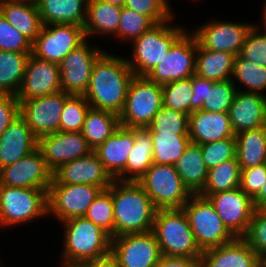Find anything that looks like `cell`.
<instances>
[{"mask_svg": "<svg viewBox=\"0 0 266 267\" xmlns=\"http://www.w3.org/2000/svg\"><path fill=\"white\" fill-rule=\"evenodd\" d=\"M134 73L126 58L104 52L92 68L90 84L84 97L90 107L120 114Z\"/></svg>", "mask_w": 266, "mask_h": 267, "instance_id": "1", "label": "cell"}, {"mask_svg": "<svg viewBox=\"0 0 266 267\" xmlns=\"http://www.w3.org/2000/svg\"><path fill=\"white\" fill-rule=\"evenodd\" d=\"M108 189L112 192L114 237L153 230L157 209L138 182L114 180Z\"/></svg>", "mask_w": 266, "mask_h": 267, "instance_id": "2", "label": "cell"}, {"mask_svg": "<svg viewBox=\"0 0 266 267\" xmlns=\"http://www.w3.org/2000/svg\"><path fill=\"white\" fill-rule=\"evenodd\" d=\"M63 226L61 262L79 264L110 253L111 236L85 217L60 222Z\"/></svg>", "mask_w": 266, "mask_h": 267, "instance_id": "3", "label": "cell"}, {"mask_svg": "<svg viewBox=\"0 0 266 267\" xmlns=\"http://www.w3.org/2000/svg\"><path fill=\"white\" fill-rule=\"evenodd\" d=\"M174 17L175 15L163 23L154 25L130 42L133 45L131 47L133 58H126V61L134 76H146L159 64L172 44L187 30L181 24L173 26Z\"/></svg>", "mask_w": 266, "mask_h": 267, "instance_id": "4", "label": "cell"}, {"mask_svg": "<svg viewBox=\"0 0 266 267\" xmlns=\"http://www.w3.org/2000/svg\"><path fill=\"white\" fill-rule=\"evenodd\" d=\"M152 231L162 255L201 258L202 251L182 208L157 210Z\"/></svg>", "mask_w": 266, "mask_h": 267, "instance_id": "5", "label": "cell"}, {"mask_svg": "<svg viewBox=\"0 0 266 267\" xmlns=\"http://www.w3.org/2000/svg\"><path fill=\"white\" fill-rule=\"evenodd\" d=\"M47 192L0 184V228L17 227L48 216Z\"/></svg>", "mask_w": 266, "mask_h": 267, "instance_id": "6", "label": "cell"}, {"mask_svg": "<svg viewBox=\"0 0 266 267\" xmlns=\"http://www.w3.org/2000/svg\"><path fill=\"white\" fill-rule=\"evenodd\" d=\"M182 209L202 252L227 244L236 238L224 225L207 198L193 194Z\"/></svg>", "mask_w": 266, "mask_h": 267, "instance_id": "7", "label": "cell"}, {"mask_svg": "<svg viewBox=\"0 0 266 267\" xmlns=\"http://www.w3.org/2000/svg\"><path fill=\"white\" fill-rule=\"evenodd\" d=\"M162 106V85L146 76H134L128 86L124 108L119 114V123L128 128H146Z\"/></svg>", "mask_w": 266, "mask_h": 267, "instance_id": "8", "label": "cell"}, {"mask_svg": "<svg viewBox=\"0 0 266 267\" xmlns=\"http://www.w3.org/2000/svg\"><path fill=\"white\" fill-rule=\"evenodd\" d=\"M138 183L157 210L182 208L193 195L183 184L174 165L153 163Z\"/></svg>", "mask_w": 266, "mask_h": 267, "instance_id": "9", "label": "cell"}, {"mask_svg": "<svg viewBox=\"0 0 266 267\" xmlns=\"http://www.w3.org/2000/svg\"><path fill=\"white\" fill-rule=\"evenodd\" d=\"M196 51L197 40L186 30L146 77L160 85L190 78L195 75Z\"/></svg>", "mask_w": 266, "mask_h": 267, "instance_id": "10", "label": "cell"}, {"mask_svg": "<svg viewBox=\"0 0 266 267\" xmlns=\"http://www.w3.org/2000/svg\"><path fill=\"white\" fill-rule=\"evenodd\" d=\"M101 191L100 187L89 184H51L47 192L48 216L60 222L84 217Z\"/></svg>", "mask_w": 266, "mask_h": 267, "instance_id": "11", "label": "cell"}, {"mask_svg": "<svg viewBox=\"0 0 266 267\" xmlns=\"http://www.w3.org/2000/svg\"><path fill=\"white\" fill-rule=\"evenodd\" d=\"M86 40L84 28L74 24L43 25L32 43V54L60 64L65 56Z\"/></svg>", "mask_w": 266, "mask_h": 267, "instance_id": "12", "label": "cell"}, {"mask_svg": "<svg viewBox=\"0 0 266 267\" xmlns=\"http://www.w3.org/2000/svg\"><path fill=\"white\" fill-rule=\"evenodd\" d=\"M91 45L86 39L59 64L63 92L69 95H84L88 90L92 68L105 52L102 48Z\"/></svg>", "mask_w": 266, "mask_h": 267, "instance_id": "13", "label": "cell"}, {"mask_svg": "<svg viewBox=\"0 0 266 267\" xmlns=\"http://www.w3.org/2000/svg\"><path fill=\"white\" fill-rule=\"evenodd\" d=\"M110 253L120 267H156L162 256L153 231L111 238Z\"/></svg>", "mask_w": 266, "mask_h": 267, "instance_id": "14", "label": "cell"}, {"mask_svg": "<svg viewBox=\"0 0 266 267\" xmlns=\"http://www.w3.org/2000/svg\"><path fill=\"white\" fill-rule=\"evenodd\" d=\"M69 96L59 91L20 102V116L37 139L59 131L64 103Z\"/></svg>", "mask_w": 266, "mask_h": 267, "instance_id": "15", "label": "cell"}, {"mask_svg": "<svg viewBox=\"0 0 266 267\" xmlns=\"http://www.w3.org/2000/svg\"><path fill=\"white\" fill-rule=\"evenodd\" d=\"M253 25V23L214 19L195 28L192 33L201 47L237 56L240 54L246 36Z\"/></svg>", "mask_w": 266, "mask_h": 267, "instance_id": "16", "label": "cell"}, {"mask_svg": "<svg viewBox=\"0 0 266 267\" xmlns=\"http://www.w3.org/2000/svg\"><path fill=\"white\" fill-rule=\"evenodd\" d=\"M52 180L53 172L38 147L16 163L0 169L1 185L48 190Z\"/></svg>", "mask_w": 266, "mask_h": 267, "instance_id": "17", "label": "cell"}, {"mask_svg": "<svg viewBox=\"0 0 266 267\" xmlns=\"http://www.w3.org/2000/svg\"><path fill=\"white\" fill-rule=\"evenodd\" d=\"M216 209L227 229L235 237H243L256 210L253 200L240 187L206 197Z\"/></svg>", "mask_w": 266, "mask_h": 267, "instance_id": "18", "label": "cell"}, {"mask_svg": "<svg viewBox=\"0 0 266 267\" xmlns=\"http://www.w3.org/2000/svg\"><path fill=\"white\" fill-rule=\"evenodd\" d=\"M48 168L54 172L66 162L85 157L93 150L81 132H61L42 136L38 139Z\"/></svg>", "mask_w": 266, "mask_h": 267, "instance_id": "19", "label": "cell"}, {"mask_svg": "<svg viewBox=\"0 0 266 267\" xmlns=\"http://www.w3.org/2000/svg\"><path fill=\"white\" fill-rule=\"evenodd\" d=\"M59 91H62L59 64L37 58L31 53L16 98L22 102Z\"/></svg>", "mask_w": 266, "mask_h": 267, "instance_id": "20", "label": "cell"}, {"mask_svg": "<svg viewBox=\"0 0 266 267\" xmlns=\"http://www.w3.org/2000/svg\"><path fill=\"white\" fill-rule=\"evenodd\" d=\"M115 179L103 166L97 154L89 155L66 162L53 172L51 184H89L108 189Z\"/></svg>", "mask_w": 266, "mask_h": 267, "instance_id": "21", "label": "cell"}, {"mask_svg": "<svg viewBox=\"0 0 266 267\" xmlns=\"http://www.w3.org/2000/svg\"><path fill=\"white\" fill-rule=\"evenodd\" d=\"M233 132L266 125V95L237 90L228 111Z\"/></svg>", "mask_w": 266, "mask_h": 267, "instance_id": "22", "label": "cell"}, {"mask_svg": "<svg viewBox=\"0 0 266 267\" xmlns=\"http://www.w3.org/2000/svg\"><path fill=\"white\" fill-rule=\"evenodd\" d=\"M261 258L242 238L202 252L200 267H260Z\"/></svg>", "mask_w": 266, "mask_h": 267, "instance_id": "23", "label": "cell"}, {"mask_svg": "<svg viewBox=\"0 0 266 267\" xmlns=\"http://www.w3.org/2000/svg\"><path fill=\"white\" fill-rule=\"evenodd\" d=\"M38 147L25 120L17 117L0 136V169L16 163Z\"/></svg>", "mask_w": 266, "mask_h": 267, "instance_id": "24", "label": "cell"}, {"mask_svg": "<svg viewBox=\"0 0 266 267\" xmlns=\"http://www.w3.org/2000/svg\"><path fill=\"white\" fill-rule=\"evenodd\" d=\"M188 136L191 142L206 144L224 138H235L228 113L195 110L189 115Z\"/></svg>", "mask_w": 266, "mask_h": 267, "instance_id": "25", "label": "cell"}, {"mask_svg": "<svg viewBox=\"0 0 266 267\" xmlns=\"http://www.w3.org/2000/svg\"><path fill=\"white\" fill-rule=\"evenodd\" d=\"M134 145V128L119 126L94 152L105 169L115 178L126 166Z\"/></svg>", "mask_w": 266, "mask_h": 267, "instance_id": "26", "label": "cell"}, {"mask_svg": "<svg viewBox=\"0 0 266 267\" xmlns=\"http://www.w3.org/2000/svg\"><path fill=\"white\" fill-rule=\"evenodd\" d=\"M153 164V142L147 128H134V145L125 168L114 178L138 182Z\"/></svg>", "mask_w": 266, "mask_h": 267, "instance_id": "27", "label": "cell"}, {"mask_svg": "<svg viewBox=\"0 0 266 267\" xmlns=\"http://www.w3.org/2000/svg\"><path fill=\"white\" fill-rule=\"evenodd\" d=\"M88 0H40L38 11L43 25L74 24L84 27Z\"/></svg>", "mask_w": 266, "mask_h": 267, "instance_id": "28", "label": "cell"}, {"mask_svg": "<svg viewBox=\"0 0 266 267\" xmlns=\"http://www.w3.org/2000/svg\"><path fill=\"white\" fill-rule=\"evenodd\" d=\"M122 7L100 0H88L84 34L89 37L115 35L119 26Z\"/></svg>", "mask_w": 266, "mask_h": 267, "instance_id": "29", "label": "cell"}, {"mask_svg": "<svg viewBox=\"0 0 266 267\" xmlns=\"http://www.w3.org/2000/svg\"><path fill=\"white\" fill-rule=\"evenodd\" d=\"M0 13L31 43L35 41L43 27L36 5L0 0Z\"/></svg>", "mask_w": 266, "mask_h": 267, "instance_id": "30", "label": "cell"}, {"mask_svg": "<svg viewBox=\"0 0 266 267\" xmlns=\"http://www.w3.org/2000/svg\"><path fill=\"white\" fill-rule=\"evenodd\" d=\"M235 55L205 49L197 43L195 75L211 81L232 78Z\"/></svg>", "mask_w": 266, "mask_h": 267, "instance_id": "31", "label": "cell"}, {"mask_svg": "<svg viewBox=\"0 0 266 267\" xmlns=\"http://www.w3.org/2000/svg\"><path fill=\"white\" fill-rule=\"evenodd\" d=\"M236 158L241 169L266 164V125L235 134Z\"/></svg>", "mask_w": 266, "mask_h": 267, "instance_id": "32", "label": "cell"}, {"mask_svg": "<svg viewBox=\"0 0 266 267\" xmlns=\"http://www.w3.org/2000/svg\"><path fill=\"white\" fill-rule=\"evenodd\" d=\"M174 166L183 184L192 194H198L204 188L208 169L203 161L200 144L190 142Z\"/></svg>", "mask_w": 266, "mask_h": 267, "instance_id": "33", "label": "cell"}, {"mask_svg": "<svg viewBox=\"0 0 266 267\" xmlns=\"http://www.w3.org/2000/svg\"><path fill=\"white\" fill-rule=\"evenodd\" d=\"M120 126L119 115L107 110L90 107L81 133L94 151Z\"/></svg>", "mask_w": 266, "mask_h": 267, "instance_id": "34", "label": "cell"}, {"mask_svg": "<svg viewBox=\"0 0 266 267\" xmlns=\"http://www.w3.org/2000/svg\"><path fill=\"white\" fill-rule=\"evenodd\" d=\"M30 55L0 50V93L17 95Z\"/></svg>", "mask_w": 266, "mask_h": 267, "instance_id": "35", "label": "cell"}, {"mask_svg": "<svg viewBox=\"0 0 266 267\" xmlns=\"http://www.w3.org/2000/svg\"><path fill=\"white\" fill-rule=\"evenodd\" d=\"M241 168L237 158L223 161L218 166L208 169L204 188L198 193L207 197L222 191H229L240 187Z\"/></svg>", "mask_w": 266, "mask_h": 267, "instance_id": "36", "label": "cell"}, {"mask_svg": "<svg viewBox=\"0 0 266 267\" xmlns=\"http://www.w3.org/2000/svg\"><path fill=\"white\" fill-rule=\"evenodd\" d=\"M231 80L235 85L238 84L236 83L238 81L239 85H243L246 89H240L237 86V90L239 91L260 93L265 95L266 67L257 65L255 62L249 61L238 54L234 59Z\"/></svg>", "mask_w": 266, "mask_h": 267, "instance_id": "37", "label": "cell"}, {"mask_svg": "<svg viewBox=\"0 0 266 267\" xmlns=\"http://www.w3.org/2000/svg\"><path fill=\"white\" fill-rule=\"evenodd\" d=\"M153 142V163L175 165L191 142L188 135L150 133Z\"/></svg>", "mask_w": 266, "mask_h": 267, "instance_id": "38", "label": "cell"}, {"mask_svg": "<svg viewBox=\"0 0 266 267\" xmlns=\"http://www.w3.org/2000/svg\"><path fill=\"white\" fill-rule=\"evenodd\" d=\"M192 96V76L188 79L172 81L162 85L164 107L190 115Z\"/></svg>", "mask_w": 266, "mask_h": 267, "instance_id": "39", "label": "cell"}, {"mask_svg": "<svg viewBox=\"0 0 266 267\" xmlns=\"http://www.w3.org/2000/svg\"><path fill=\"white\" fill-rule=\"evenodd\" d=\"M146 128L150 133L188 135L189 115L162 106Z\"/></svg>", "mask_w": 266, "mask_h": 267, "instance_id": "40", "label": "cell"}, {"mask_svg": "<svg viewBox=\"0 0 266 267\" xmlns=\"http://www.w3.org/2000/svg\"><path fill=\"white\" fill-rule=\"evenodd\" d=\"M237 92L232 80H208V94L203 103L202 110L212 113H228Z\"/></svg>", "mask_w": 266, "mask_h": 267, "instance_id": "41", "label": "cell"}, {"mask_svg": "<svg viewBox=\"0 0 266 267\" xmlns=\"http://www.w3.org/2000/svg\"><path fill=\"white\" fill-rule=\"evenodd\" d=\"M156 23L149 17L139 14L138 12L122 7L119 26L116 38L123 42L129 43L133 39L140 37L144 32L150 30Z\"/></svg>", "mask_w": 266, "mask_h": 267, "instance_id": "42", "label": "cell"}, {"mask_svg": "<svg viewBox=\"0 0 266 267\" xmlns=\"http://www.w3.org/2000/svg\"><path fill=\"white\" fill-rule=\"evenodd\" d=\"M89 108L84 95H70L64 103L59 131L81 132Z\"/></svg>", "mask_w": 266, "mask_h": 267, "instance_id": "43", "label": "cell"}, {"mask_svg": "<svg viewBox=\"0 0 266 267\" xmlns=\"http://www.w3.org/2000/svg\"><path fill=\"white\" fill-rule=\"evenodd\" d=\"M85 218L105 230L111 238L114 237V212L112 192L102 190L87 209Z\"/></svg>", "mask_w": 266, "mask_h": 267, "instance_id": "44", "label": "cell"}, {"mask_svg": "<svg viewBox=\"0 0 266 267\" xmlns=\"http://www.w3.org/2000/svg\"><path fill=\"white\" fill-rule=\"evenodd\" d=\"M200 146L207 169L236 157V138H224L215 142L201 144Z\"/></svg>", "mask_w": 266, "mask_h": 267, "instance_id": "45", "label": "cell"}, {"mask_svg": "<svg viewBox=\"0 0 266 267\" xmlns=\"http://www.w3.org/2000/svg\"><path fill=\"white\" fill-rule=\"evenodd\" d=\"M170 3L169 0H125L124 7L145 15L159 24L174 16Z\"/></svg>", "mask_w": 266, "mask_h": 267, "instance_id": "46", "label": "cell"}, {"mask_svg": "<svg viewBox=\"0 0 266 267\" xmlns=\"http://www.w3.org/2000/svg\"><path fill=\"white\" fill-rule=\"evenodd\" d=\"M254 24L246 36L240 55L257 65L266 67V28ZM262 31V32H261Z\"/></svg>", "mask_w": 266, "mask_h": 267, "instance_id": "47", "label": "cell"}, {"mask_svg": "<svg viewBox=\"0 0 266 267\" xmlns=\"http://www.w3.org/2000/svg\"><path fill=\"white\" fill-rule=\"evenodd\" d=\"M0 50L32 53V43L0 13Z\"/></svg>", "mask_w": 266, "mask_h": 267, "instance_id": "48", "label": "cell"}, {"mask_svg": "<svg viewBox=\"0 0 266 267\" xmlns=\"http://www.w3.org/2000/svg\"><path fill=\"white\" fill-rule=\"evenodd\" d=\"M242 238L260 258L266 255V214L260 209L254 211L247 232Z\"/></svg>", "mask_w": 266, "mask_h": 267, "instance_id": "49", "label": "cell"}, {"mask_svg": "<svg viewBox=\"0 0 266 267\" xmlns=\"http://www.w3.org/2000/svg\"><path fill=\"white\" fill-rule=\"evenodd\" d=\"M266 178V164L241 169L240 189L253 198L264 186Z\"/></svg>", "mask_w": 266, "mask_h": 267, "instance_id": "50", "label": "cell"}, {"mask_svg": "<svg viewBox=\"0 0 266 267\" xmlns=\"http://www.w3.org/2000/svg\"><path fill=\"white\" fill-rule=\"evenodd\" d=\"M20 116V102L15 95L0 93V136Z\"/></svg>", "mask_w": 266, "mask_h": 267, "instance_id": "51", "label": "cell"}, {"mask_svg": "<svg viewBox=\"0 0 266 267\" xmlns=\"http://www.w3.org/2000/svg\"><path fill=\"white\" fill-rule=\"evenodd\" d=\"M193 96L191 99V113L201 110L208 94V79L192 75Z\"/></svg>", "mask_w": 266, "mask_h": 267, "instance_id": "52", "label": "cell"}, {"mask_svg": "<svg viewBox=\"0 0 266 267\" xmlns=\"http://www.w3.org/2000/svg\"><path fill=\"white\" fill-rule=\"evenodd\" d=\"M200 259L162 255L156 267H200Z\"/></svg>", "mask_w": 266, "mask_h": 267, "instance_id": "53", "label": "cell"}, {"mask_svg": "<svg viewBox=\"0 0 266 267\" xmlns=\"http://www.w3.org/2000/svg\"><path fill=\"white\" fill-rule=\"evenodd\" d=\"M82 265L84 267H120L117 260L111 253L94 260H89Z\"/></svg>", "mask_w": 266, "mask_h": 267, "instance_id": "54", "label": "cell"}, {"mask_svg": "<svg viewBox=\"0 0 266 267\" xmlns=\"http://www.w3.org/2000/svg\"><path fill=\"white\" fill-rule=\"evenodd\" d=\"M255 209H261L266 205V178L264 186L260 188V191L252 198Z\"/></svg>", "mask_w": 266, "mask_h": 267, "instance_id": "55", "label": "cell"}, {"mask_svg": "<svg viewBox=\"0 0 266 267\" xmlns=\"http://www.w3.org/2000/svg\"><path fill=\"white\" fill-rule=\"evenodd\" d=\"M100 1H103V2H106V3H110L112 5H116V6H119V7H123L124 3H125V0H100Z\"/></svg>", "mask_w": 266, "mask_h": 267, "instance_id": "56", "label": "cell"}, {"mask_svg": "<svg viewBox=\"0 0 266 267\" xmlns=\"http://www.w3.org/2000/svg\"><path fill=\"white\" fill-rule=\"evenodd\" d=\"M14 2H18V3H24V4H29V5H38V3L40 2V0H11Z\"/></svg>", "mask_w": 266, "mask_h": 267, "instance_id": "57", "label": "cell"}, {"mask_svg": "<svg viewBox=\"0 0 266 267\" xmlns=\"http://www.w3.org/2000/svg\"><path fill=\"white\" fill-rule=\"evenodd\" d=\"M266 2V0L264 1V3ZM265 6H264V9H263V20H262V26L264 27V28H266V3L264 4Z\"/></svg>", "mask_w": 266, "mask_h": 267, "instance_id": "58", "label": "cell"}, {"mask_svg": "<svg viewBox=\"0 0 266 267\" xmlns=\"http://www.w3.org/2000/svg\"><path fill=\"white\" fill-rule=\"evenodd\" d=\"M60 265L62 267H84L83 265H79V264H64V263H60Z\"/></svg>", "mask_w": 266, "mask_h": 267, "instance_id": "59", "label": "cell"}, {"mask_svg": "<svg viewBox=\"0 0 266 267\" xmlns=\"http://www.w3.org/2000/svg\"><path fill=\"white\" fill-rule=\"evenodd\" d=\"M261 266L266 267V255L261 258Z\"/></svg>", "mask_w": 266, "mask_h": 267, "instance_id": "60", "label": "cell"}, {"mask_svg": "<svg viewBox=\"0 0 266 267\" xmlns=\"http://www.w3.org/2000/svg\"><path fill=\"white\" fill-rule=\"evenodd\" d=\"M260 210H261L264 214H266V205L263 206Z\"/></svg>", "mask_w": 266, "mask_h": 267, "instance_id": "61", "label": "cell"}]
</instances>
